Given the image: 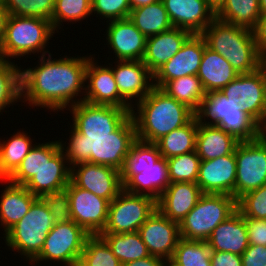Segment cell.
I'll use <instances>...</instances> for the list:
<instances>
[{
  "label": "cell",
  "instance_id": "27",
  "mask_svg": "<svg viewBox=\"0 0 266 266\" xmlns=\"http://www.w3.org/2000/svg\"><path fill=\"white\" fill-rule=\"evenodd\" d=\"M211 251L242 255L249 246L247 227L241 213L236 210L218 224L206 241Z\"/></svg>",
  "mask_w": 266,
  "mask_h": 266
},
{
  "label": "cell",
  "instance_id": "40",
  "mask_svg": "<svg viewBox=\"0 0 266 266\" xmlns=\"http://www.w3.org/2000/svg\"><path fill=\"white\" fill-rule=\"evenodd\" d=\"M78 266H122V264L99 235H90L85 241Z\"/></svg>",
  "mask_w": 266,
  "mask_h": 266
},
{
  "label": "cell",
  "instance_id": "25",
  "mask_svg": "<svg viewBox=\"0 0 266 266\" xmlns=\"http://www.w3.org/2000/svg\"><path fill=\"white\" fill-rule=\"evenodd\" d=\"M202 194L196 183H170L157 200V209L171 221L180 223L194 208Z\"/></svg>",
  "mask_w": 266,
  "mask_h": 266
},
{
  "label": "cell",
  "instance_id": "16",
  "mask_svg": "<svg viewBox=\"0 0 266 266\" xmlns=\"http://www.w3.org/2000/svg\"><path fill=\"white\" fill-rule=\"evenodd\" d=\"M70 181L109 202L123 190L120 171L106 165L88 162L76 164L71 167Z\"/></svg>",
  "mask_w": 266,
  "mask_h": 266
},
{
  "label": "cell",
  "instance_id": "8",
  "mask_svg": "<svg viewBox=\"0 0 266 266\" xmlns=\"http://www.w3.org/2000/svg\"><path fill=\"white\" fill-rule=\"evenodd\" d=\"M237 210V200L226 194L203 193L179 223L180 238L207 241L214 228Z\"/></svg>",
  "mask_w": 266,
  "mask_h": 266
},
{
  "label": "cell",
  "instance_id": "13",
  "mask_svg": "<svg viewBox=\"0 0 266 266\" xmlns=\"http://www.w3.org/2000/svg\"><path fill=\"white\" fill-rule=\"evenodd\" d=\"M226 97L239 98L242 110L262 127L266 123V72L260 67L248 74H239L220 90Z\"/></svg>",
  "mask_w": 266,
  "mask_h": 266
},
{
  "label": "cell",
  "instance_id": "9",
  "mask_svg": "<svg viewBox=\"0 0 266 266\" xmlns=\"http://www.w3.org/2000/svg\"><path fill=\"white\" fill-rule=\"evenodd\" d=\"M55 224L54 217L45 202L38 197L28 213L4 235L5 243L12 250L32 261L43 247L47 234Z\"/></svg>",
  "mask_w": 266,
  "mask_h": 266
},
{
  "label": "cell",
  "instance_id": "34",
  "mask_svg": "<svg viewBox=\"0 0 266 266\" xmlns=\"http://www.w3.org/2000/svg\"><path fill=\"white\" fill-rule=\"evenodd\" d=\"M259 0H225L216 18L252 30L260 17Z\"/></svg>",
  "mask_w": 266,
  "mask_h": 266
},
{
  "label": "cell",
  "instance_id": "31",
  "mask_svg": "<svg viewBox=\"0 0 266 266\" xmlns=\"http://www.w3.org/2000/svg\"><path fill=\"white\" fill-rule=\"evenodd\" d=\"M129 19L146 38L174 27L162 0L132 9Z\"/></svg>",
  "mask_w": 266,
  "mask_h": 266
},
{
  "label": "cell",
  "instance_id": "57",
  "mask_svg": "<svg viewBox=\"0 0 266 266\" xmlns=\"http://www.w3.org/2000/svg\"><path fill=\"white\" fill-rule=\"evenodd\" d=\"M262 134H263V136L266 138V123H265V125L262 127Z\"/></svg>",
  "mask_w": 266,
  "mask_h": 266
},
{
  "label": "cell",
  "instance_id": "28",
  "mask_svg": "<svg viewBox=\"0 0 266 266\" xmlns=\"http://www.w3.org/2000/svg\"><path fill=\"white\" fill-rule=\"evenodd\" d=\"M239 142L220 127L198 122L195 151L201 161L232 154Z\"/></svg>",
  "mask_w": 266,
  "mask_h": 266
},
{
  "label": "cell",
  "instance_id": "20",
  "mask_svg": "<svg viewBox=\"0 0 266 266\" xmlns=\"http://www.w3.org/2000/svg\"><path fill=\"white\" fill-rule=\"evenodd\" d=\"M112 68L120 96L132 107L131 99L143 100L154 87L153 74L142 60H118ZM152 81V82H151Z\"/></svg>",
  "mask_w": 266,
  "mask_h": 266
},
{
  "label": "cell",
  "instance_id": "4",
  "mask_svg": "<svg viewBox=\"0 0 266 266\" xmlns=\"http://www.w3.org/2000/svg\"><path fill=\"white\" fill-rule=\"evenodd\" d=\"M120 174L126 192L148 195L156 201L170 184L167 159L157 144L139 139L131 145Z\"/></svg>",
  "mask_w": 266,
  "mask_h": 266
},
{
  "label": "cell",
  "instance_id": "17",
  "mask_svg": "<svg viewBox=\"0 0 266 266\" xmlns=\"http://www.w3.org/2000/svg\"><path fill=\"white\" fill-rule=\"evenodd\" d=\"M151 256L168 261L180 239L179 223L165 217L158 209L138 229Z\"/></svg>",
  "mask_w": 266,
  "mask_h": 266
},
{
  "label": "cell",
  "instance_id": "52",
  "mask_svg": "<svg viewBox=\"0 0 266 266\" xmlns=\"http://www.w3.org/2000/svg\"><path fill=\"white\" fill-rule=\"evenodd\" d=\"M7 11L4 0H0V47L4 40V25L7 19Z\"/></svg>",
  "mask_w": 266,
  "mask_h": 266
},
{
  "label": "cell",
  "instance_id": "41",
  "mask_svg": "<svg viewBox=\"0 0 266 266\" xmlns=\"http://www.w3.org/2000/svg\"><path fill=\"white\" fill-rule=\"evenodd\" d=\"M167 163L170 183H196L201 163L196 151L171 157L167 159Z\"/></svg>",
  "mask_w": 266,
  "mask_h": 266
},
{
  "label": "cell",
  "instance_id": "19",
  "mask_svg": "<svg viewBox=\"0 0 266 266\" xmlns=\"http://www.w3.org/2000/svg\"><path fill=\"white\" fill-rule=\"evenodd\" d=\"M236 170L235 152L201 161L196 184L202 193L226 194L235 198Z\"/></svg>",
  "mask_w": 266,
  "mask_h": 266
},
{
  "label": "cell",
  "instance_id": "33",
  "mask_svg": "<svg viewBox=\"0 0 266 266\" xmlns=\"http://www.w3.org/2000/svg\"><path fill=\"white\" fill-rule=\"evenodd\" d=\"M198 122L195 116L188 124L159 139L156 144L162 157L169 159L195 151Z\"/></svg>",
  "mask_w": 266,
  "mask_h": 266
},
{
  "label": "cell",
  "instance_id": "36",
  "mask_svg": "<svg viewBox=\"0 0 266 266\" xmlns=\"http://www.w3.org/2000/svg\"><path fill=\"white\" fill-rule=\"evenodd\" d=\"M7 142L0 141V179L6 180L27 156L32 140L24 132L13 134Z\"/></svg>",
  "mask_w": 266,
  "mask_h": 266
},
{
  "label": "cell",
  "instance_id": "23",
  "mask_svg": "<svg viewBox=\"0 0 266 266\" xmlns=\"http://www.w3.org/2000/svg\"><path fill=\"white\" fill-rule=\"evenodd\" d=\"M67 162L62 149L53 157H43L42 168L24 185L25 188L37 197L65 190L71 175V167L64 164Z\"/></svg>",
  "mask_w": 266,
  "mask_h": 266
},
{
  "label": "cell",
  "instance_id": "51",
  "mask_svg": "<svg viewBox=\"0 0 266 266\" xmlns=\"http://www.w3.org/2000/svg\"><path fill=\"white\" fill-rule=\"evenodd\" d=\"M165 263V260L150 255L145 258L127 262L122 266H165Z\"/></svg>",
  "mask_w": 266,
  "mask_h": 266
},
{
  "label": "cell",
  "instance_id": "3",
  "mask_svg": "<svg viewBox=\"0 0 266 266\" xmlns=\"http://www.w3.org/2000/svg\"><path fill=\"white\" fill-rule=\"evenodd\" d=\"M134 105H137V112L132 109L131 116L136 126V138L149 143H156L196 116L188 106L155 86L143 100Z\"/></svg>",
  "mask_w": 266,
  "mask_h": 266
},
{
  "label": "cell",
  "instance_id": "15",
  "mask_svg": "<svg viewBox=\"0 0 266 266\" xmlns=\"http://www.w3.org/2000/svg\"><path fill=\"white\" fill-rule=\"evenodd\" d=\"M65 190L70 199L72 221L81 226L89 235H99L105 228L110 202L75 186L71 181Z\"/></svg>",
  "mask_w": 266,
  "mask_h": 266
},
{
  "label": "cell",
  "instance_id": "21",
  "mask_svg": "<svg viewBox=\"0 0 266 266\" xmlns=\"http://www.w3.org/2000/svg\"><path fill=\"white\" fill-rule=\"evenodd\" d=\"M96 64L90 56L86 69V82H89L85 87V95L80 100L95 105H110L124 109H133L120 96L112 67H103Z\"/></svg>",
  "mask_w": 266,
  "mask_h": 266
},
{
  "label": "cell",
  "instance_id": "1",
  "mask_svg": "<svg viewBox=\"0 0 266 266\" xmlns=\"http://www.w3.org/2000/svg\"><path fill=\"white\" fill-rule=\"evenodd\" d=\"M47 58L41 55L38 67L20 71L21 100L23 97L29 105L53 111L80 103L81 100L73 99L85 90L89 57L65 56L52 60L49 53Z\"/></svg>",
  "mask_w": 266,
  "mask_h": 266
},
{
  "label": "cell",
  "instance_id": "44",
  "mask_svg": "<svg viewBox=\"0 0 266 266\" xmlns=\"http://www.w3.org/2000/svg\"><path fill=\"white\" fill-rule=\"evenodd\" d=\"M237 210L243 217L266 219V183L239 197Z\"/></svg>",
  "mask_w": 266,
  "mask_h": 266
},
{
  "label": "cell",
  "instance_id": "50",
  "mask_svg": "<svg viewBox=\"0 0 266 266\" xmlns=\"http://www.w3.org/2000/svg\"><path fill=\"white\" fill-rule=\"evenodd\" d=\"M257 48L263 52L266 49V13H262L252 29Z\"/></svg>",
  "mask_w": 266,
  "mask_h": 266
},
{
  "label": "cell",
  "instance_id": "58",
  "mask_svg": "<svg viewBox=\"0 0 266 266\" xmlns=\"http://www.w3.org/2000/svg\"><path fill=\"white\" fill-rule=\"evenodd\" d=\"M165 266H176L170 260L166 261Z\"/></svg>",
  "mask_w": 266,
  "mask_h": 266
},
{
  "label": "cell",
  "instance_id": "45",
  "mask_svg": "<svg viewBox=\"0 0 266 266\" xmlns=\"http://www.w3.org/2000/svg\"><path fill=\"white\" fill-rule=\"evenodd\" d=\"M48 207L55 223L71 222L70 199L66 190L40 197Z\"/></svg>",
  "mask_w": 266,
  "mask_h": 266
},
{
  "label": "cell",
  "instance_id": "29",
  "mask_svg": "<svg viewBox=\"0 0 266 266\" xmlns=\"http://www.w3.org/2000/svg\"><path fill=\"white\" fill-rule=\"evenodd\" d=\"M238 75L223 56L208 48L205 43L197 76L206 93L220 91Z\"/></svg>",
  "mask_w": 266,
  "mask_h": 266
},
{
  "label": "cell",
  "instance_id": "6",
  "mask_svg": "<svg viewBox=\"0 0 266 266\" xmlns=\"http://www.w3.org/2000/svg\"><path fill=\"white\" fill-rule=\"evenodd\" d=\"M239 103V98L226 97L221 91L208 92L196 117L200 123L222 128L240 142L256 140L263 135L262 126ZM206 117L211 121L206 122Z\"/></svg>",
  "mask_w": 266,
  "mask_h": 266
},
{
  "label": "cell",
  "instance_id": "14",
  "mask_svg": "<svg viewBox=\"0 0 266 266\" xmlns=\"http://www.w3.org/2000/svg\"><path fill=\"white\" fill-rule=\"evenodd\" d=\"M73 127L81 134H110L130 115L132 109L95 105L81 101L71 106Z\"/></svg>",
  "mask_w": 266,
  "mask_h": 266
},
{
  "label": "cell",
  "instance_id": "35",
  "mask_svg": "<svg viewBox=\"0 0 266 266\" xmlns=\"http://www.w3.org/2000/svg\"><path fill=\"white\" fill-rule=\"evenodd\" d=\"M60 149L59 140L34 145L6 180L17 185H25L42 168L43 157H53Z\"/></svg>",
  "mask_w": 266,
  "mask_h": 266
},
{
  "label": "cell",
  "instance_id": "18",
  "mask_svg": "<svg viewBox=\"0 0 266 266\" xmlns=\"http://www.w3.org/2000/svg\"><path fill=\"white\" fill-rule=\"evenodd\" d=\"M204 49V38L200 34H192L181 49L153 74L154 86L162 88L170 80L197 75Z\"/></svg>",
  "mask_w": 266,
  "mask_h": 266
},
{
  "label": "cell",
  "instance_id": "47",
  "mask_svg": "<svg viewBox=\"0 0 266 266\" xmlns=\"http://www.w3.org/2000/svg\"><path fill=\"white\" fill-rule=\"evenodd\" d=\"M249 244L266 246V219L243 217Z\"/></svg>",
  "mask_w": 266,
  "mask_h": 266
},
{
  "label": "cell",
  "instance_id": "37",
  "mask_svg": "<svg viewBox=\"0 0 266 266\" xmlns=\"http://www.w3.org/2000/svg\"><path fill=\"white\" fill-rule=\"evenodd\" d=\"M169 96L192 109L199 110L206 92L197 75H187L168 81L162 88Z\"/></svg>",
  "mask_w": 266,
  "mask_h": 266
},
{
  "label": "cell",
  "instance_id": "56",
  "mask_svg": "<svg viewBox=\"0 0 266 266\" xmlns=\"http://www.w3.org/2000/svg\"><path fill=\"white\" fill-rule=\"evenodd\" d=\"M260 13H266V0H259Z\"/></svg>",
  "mask_w": 266,
  "mask_h": 266
},
{
  "label": "cell",
  "instance_id": "22",
  "mask_svg": "<svg viewBox=\"0 0 266 266\" xmlns=\"http://www.w3.org/2000/svg\"><path fill=\"white\" fill-rule=\"evenodd\" d=\"M174 27L201 34L216 18L207 0H162Z\"/></svg>",
  "mask_w": 266,
  "mask_h": 266
},
{
  "label": "cell",
  "instance_id": "43",
  "mask_svg": "<svg viewBox=\"0 0 266 266\" xmlns=\"http://www.w3.org/2000/svg\"><path fill=\"white\" fill-rule=\"evenodd\" d=\"M7 15L39 17L51 21L55 0H4Z\"/></svg>",
  "mask_w": 266,
  "mask_h": 266
},
{
  "label": "cell",
  "instance_id": "5",
  "mask_svg": "<svg viewBox=\"0 0 266 266\" xmlns=\"http://www.w3.org/2000/svg\"><path fill=\"white\" fill-rule=\"evenodd\" d=\"M200 35L206 46L223 56L238 74L252 73L261 67L262 52L252 30L215 18Z\"/></svg>",
  "mask_w": 266,
  "mask_h": 266
},
{
  "label": "cell",
  "instance_id": "49",
  "mask_svg": "<svg viewBox=\"0 0 266 266\" xmlns=\"http://www.w3.org/2000/svg\"><path fill=\"white\" fill-rule=\"evenodd\" d=\"M211 266H242L241 255L231 252L211 251Z\"/></svg>",
  "mask_w": 266,
  "mask_h": 266
},
{
  "label": "cell",
  "instance_id": "2",
  "mask_svg": "<svg viewBox=\"0 0 266 266\" xmlns=\"http://www.w3.org/2000/svg\"><path fill=\"white\" fill-rule=\"evenodd\" d=\"M65 150L67 165L73 167L79 163H92L113 167L119 171L124 166L128 151L136 138V126L130 115L114 132L110 134H81L74 128ZM66 151V152H64Z\"/></svg>",
  "mask_w": 266,
  "mask_h": 266
},
{
  "label": "cell",
  "instance_id": "48",
  "mask_svg": "<svg viewBox=\"0 0 266 266\" xmlns=\"http://www.w3.org/2000/svg\"><path fill=\"white\" fill-rule=\"evenodd\" d=\"M241 258L242 266H266V246L249 244Z\"/></svg>",
  "mask_w": 266,
  "mask_h": 266
},
{
  "label": "cell",
  "instance_id": "10",
  "mask_svg": "<svg viewBox=\"0 0 266 266\" xmlns=\"http://www.w3.org/2000/svg\"><path fill=\"white\" fill-rule=\"evenodd\" d=\"M157 210V201L148 195L124 189L109 203L108 217L101 233L135 232Z\"/></svg>",
  "mask_w": 266,
  "mask_h": 266
},
{
  "label": "cell",
  "instance_id": "24",
  "mask_svg": "<svg viewBox=\"0 0 266 266\" xmlns=\"http://www.w3.org/2000/svg\"><path fill=\"white\" fill-rule=\"evenodd\" d=\"M107 39L118 60H142L146 37L129 19L108 21Z\"/></svg>",
  "mask_w": 266,
  "mask_h": 266
},
{
  "label": "cell",
  "instance_id": "12",
  "mask_svg": "<svg viewBox=\"0 0 266 266\" xmlns=\"http://www.w3.org/2000/svg\"><path fill=\"white\" fill-rule=\"evenodd\" d=\"M237 164L235 199L266 183V138L239 142L235 149Z\"/></svg>",
  "mask_w": 266,
  "mask_h": 266
},
{
  "label": "cell",
  "instance_id": "39",
  "mask_svg": "<svg viewBox=\"0 0 266 266\" xmlns=\"http://www.w3.org/2000/svg\"><path fill=\"white\" fill-rule=\"evenodd\" d=\"M20 71L14 62L0 59V112L21 99Z\"/></svg>",
  "mask_w": 266,
  "mask_h": 266
},
{
  "label": "cell",
  "instance_id": "26",
  "mask_svg": "<svg viewBox=\"0 0 266 266\" xmlns=\"http://www.w3.org/2000/svg\"><path fill=\"white\" fill-rule=\"evenodd\" d=\"M191 35L187 30L173 27L160 34L147 37L143 63L154 74L181 49Z\"/></svg>",
  "mask_w": 266,
  "mask_h": 266
},
{
  "label": "cell",
  "instance_id": "32",
  "mask_svg": "<svg viewBox=\"0 0 266 266\" xmlns=\"http://www.w3.org/2000/svg\"><path fill=\"white\" fill-rule=\"evenodd\" d=\"M99 236L108 244L122 265L150 256L138 231L120 234L100 233Z\"/></svg>",
  "mask_w": 266,
  "mask_h": 266
},
{
  "label": "cell",
  "instance_id": "54",
  "mask_svg": "<svg viewBox=\"0 0 266 266\" xmlns=\"http://www.w3.org/2000/svg\"><path fill=\"white\" fill-rule=\"evenodd\" d=\"M225 0H207L208 4L215 10V12L221 7Z\"/></svg>",
  "mask_w": 266,
  "mask_h": 266
},
{
  "label": "cell",
  "instance_id": "53",
  "mask_svg": "<svg viewBox=\"0 0 266 266\" xmlns=\"http://www.w3.org/2000/svg\"><path fill=\"white\" fill-rule=\"evenodd\" d=\"M157 1L159 0H129V4L132 10V9H136L142 6L156 3Z\"/></svg>",
  "mask_w": 266,
  "mask_h": 266
},
{
  "label": "cell",
  "instance_id": "7",
  "mask_svg": "<svg viewBox=\"0 0 266 266\" xmlns=\"http://www.w3.org/2000/svg\"><path fill=\"white\" fill-rule=\"evenodd\" d=\"M55 30L51 21L39 17L8 15L4 25V40L0 47V59L23 57L42 51Z\"/></svg>",
  "mask_w": 266,
  "mask_h": 266
},
{
  "label": "cell",
  "instance_id": "30",
  "mask_svg": "<svg viewBox=\"0 0 266 266\" xmlns=\"http://www.w3.org/2000/svg\"><path fill=\"white\" fill-rule=\"evenodd\" d=\"M8 183L0 200V220L5 233L28 213L30 206L38 198L24 185Z\"/></svg>",
  "mask_w": 266,
  "mask_h": 266
},
{
  "label": "cell",
  "instance_id": "55",
  "mask_svg": "<svg viewBox=\"0 0 266 266\" xmlns=\"http://www.w3.org/2000/svg\"><path fill=\"white\" fill-rule=\"evenodd\" d=\"M261 67L266 72V49L262 52V58H261Z\"/></svg>",
  "mask_w": 266,
  "mask_h": 266
},
{
  "label": "cell",
  "instance_id": "46",
  "mask_svg": "<svg viewBox=\"0 0 266 266\" xmlns=\"http://www.w3.org/2000/svg\"><path fill=\"white\" fill-rule=\"evenodd\" d=\"M92 12L109 21L129 18V0H92Z\"/></svg>",
  "mask_w": 266,
  "mask_h": 266
},
{
  "label": "cell",
  "instance_id": "11",
  "mask_svg": "<svg viewBox=\"0 0 266 266\" xmlns=\"http://www.w3.org/2000/svg\"><path fill=\"white\" fill-rule=\"evenodd\" d=\"M90 235L74 221L55 223L47 234L41 252L31 261H57L78 266L85 241Z\"/></svg>",
  "mask_w": 266,
  "mask_h": 266
},
{
  "label": "cell",
  "instance_id": "42",
  "mask_svg": "<svg viewBox=\"0 0 266 266\" xmlns=\"http://www.w3.org/2000/svg\"><path fill=\"white\" fill-rule=\"evenodd\" d=\"M91 13L92 0H55L51 23L57 31L61 22H78L86 19Z\"/></svg>",
  "mask_w": 266,
  "mask_h": 266
},
{
  "label": "cell",
  "instance_id": "38",
  "mask_svg": "<svg viewBox=\"0 0 266 266\" xmlns=\"http://www.w3.org/2000/svg\"><path fill=\"white\" fill-rule=\"evenodd\" d=\"M210 256L207 242L180 238L170 261L176 266H211Z\"/></svg>",
  "mask_w": 266,
  "mask_h": 266
}]
</instances>
